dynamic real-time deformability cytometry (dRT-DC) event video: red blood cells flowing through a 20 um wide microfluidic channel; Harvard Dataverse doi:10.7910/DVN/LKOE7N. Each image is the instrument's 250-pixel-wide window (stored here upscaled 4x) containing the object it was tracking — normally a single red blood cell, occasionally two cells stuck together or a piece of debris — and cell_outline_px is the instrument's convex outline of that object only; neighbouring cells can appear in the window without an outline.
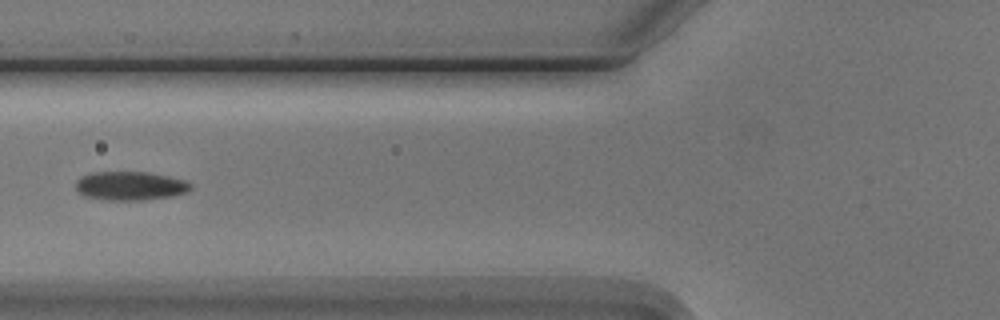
{"species": "Egyptian fruit bat (a non-hibernating species)", "species_latin": "Rousettus aegyptiacus", "temperature_condition": "cold", "stored_images_in_passage": 7, "camera_frame_rate_fps": 3000, "um_per_image_px": 0.085, "animal": {"sex": "male"}, "frame": {"image": 1, "passage_image": 7, "time_ms": 6.667, "image_size_px": [1000, 320], "cell_outline_px": [[192, 188], [188, 192], [168, 196], [140, 200], [104, 200], [84, 196], [76, 188], [76, 180], [80, 176], [92, 172], [148, 172], [168, 176], [184, 180], [192, 184]], "centroid_in_image_um": [11.05, 15.79], "position_along_channel_um": 114.8, "area_um2": 19.25}}